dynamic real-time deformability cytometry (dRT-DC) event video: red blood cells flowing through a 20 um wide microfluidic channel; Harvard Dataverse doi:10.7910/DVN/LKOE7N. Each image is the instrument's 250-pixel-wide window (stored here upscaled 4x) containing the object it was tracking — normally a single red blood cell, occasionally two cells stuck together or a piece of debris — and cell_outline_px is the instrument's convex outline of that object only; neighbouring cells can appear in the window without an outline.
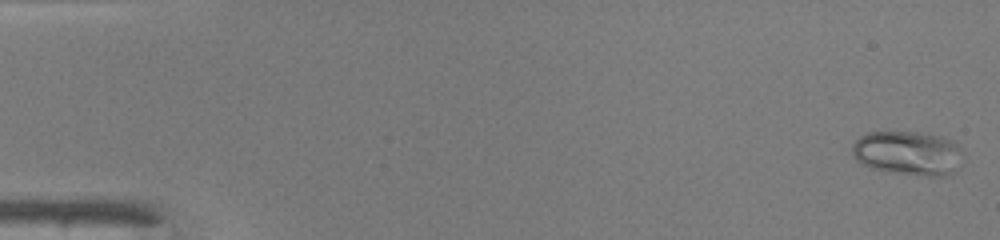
{"species": "common noctule bat (a hibernating species)", "species_latin": "Nyctalus noctula", "temperature_condition": "warm", "stored_images_in_passage": 4, "camera_frame_rate_fps": 3000, "um_per_image_px": 0.085, "animal": {"sex": "male", "body_mass_g": 19.0, "forearm_length_mm": 50.8}, "frame": {"image": 1, "passage_image": 2, "time_ms": 0.333, "image_size_px": [1000, 240], "cell_outline_px": [[964, 152], [956, 172], [944, 176], [928, 176], [892, 172], [868, 168], [860, 164], [856, 160], [852, 152], [852, 144], [860, 136], [868, 132], [916, 132], [940, 136], [952, 140]], "centroid_in_image_um": [77.18, 13.02], "position_along_channel_um": 7.8, "area_um2": 28.84}}